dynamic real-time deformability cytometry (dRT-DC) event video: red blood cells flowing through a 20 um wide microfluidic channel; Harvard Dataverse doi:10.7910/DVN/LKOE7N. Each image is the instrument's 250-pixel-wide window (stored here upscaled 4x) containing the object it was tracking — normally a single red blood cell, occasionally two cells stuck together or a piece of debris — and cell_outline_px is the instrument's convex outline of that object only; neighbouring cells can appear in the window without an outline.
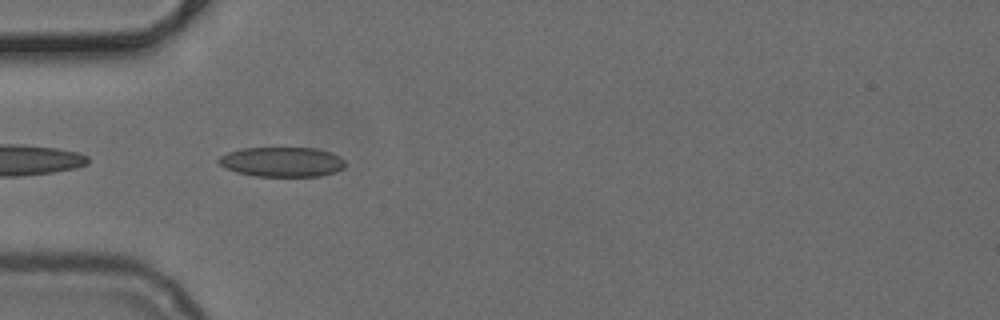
{"species": "common noctule bat (a hibernating species)", "species_latin": "Nyctalus noctula", "temperature_condition": "cold", "stored_images_in_passage": 15, "camera_frame_rate_fps": 3000, "um_per_image_px": 0.085, "animal": {"sex": "female", "body_mass_g": 24.6, "forearm_length_mm": 56.2}, "frame": {"image": 1, "passage_image": 1, "time_ms": 0.0, "image_size_px": [1000, 320], "cell_outline_px": [[344, 168], [336, 172], [320, 176], [256, 176], [236, 172], [224, 168], [216, 160], [220, 156], [228, 152], [240, 148], [316, 148], [332, 152], [340, 156], [344, 160]], "centroid_in_image_um": [23.97, 13.76], "position_along_channel_um": 61.0, "area_um2": 22.14}}
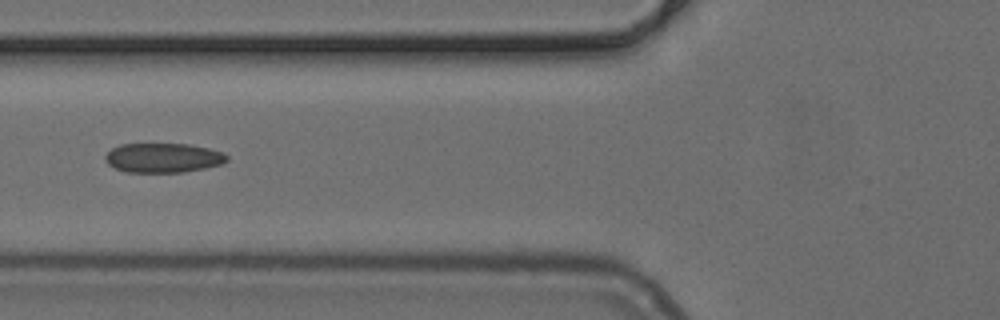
{"frame": {"image": 2, "passage_image": 5, "time_ms": 1.333, "image_size_px": [1000, 320], "cell_outline_px": [[228, 160], [220, 164], [204, 168], [184, 172], [124, 172], [108, 164], [104, 160], [104, 156], [112, 148], [120, 144], [188, 144], [208, 148], [224, 152], [228, 156]], "centroid_in_image_um": [13.85, 13.41], "position_along_channel_um": 111.9, "area_um2": 20.92}}